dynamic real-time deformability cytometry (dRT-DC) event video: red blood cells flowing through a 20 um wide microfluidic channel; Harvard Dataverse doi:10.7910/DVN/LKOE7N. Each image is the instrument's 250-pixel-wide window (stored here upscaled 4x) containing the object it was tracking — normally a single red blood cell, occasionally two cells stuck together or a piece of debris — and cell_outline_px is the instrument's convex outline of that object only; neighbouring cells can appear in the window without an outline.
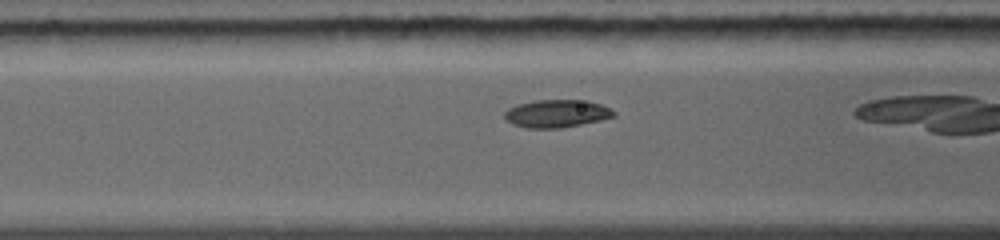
{"species": "common noctule bat (a hibernating species)", "species_latin": "Nyctalus noctula", "temperature_condition": "warm", "stored_images_in_passage": 29, "camera_frame_rate_fps": 5000, "um_per_image_px": 0.085, "animal": {"sex": "female", "body_mass_g": 19.0, "forearm_length_mm": 56.7}, "frame": {"image": 1, "passage_image": 5, "time_ms": 1.6, "image_size_px": [1000, 240], "cell_outline_px": [[616, 116], [600, 120], [560, 128], [528, 128], [512, 124], [504, 116], [504, 112], [508, 108], [516, 104], [536, 100], [588, 100], [600, 104], [616, 112]], "centroid_in_image_um": [47.3, 9.64], "position_along_channel_um": 119.3, "area_um2": 17.63}}
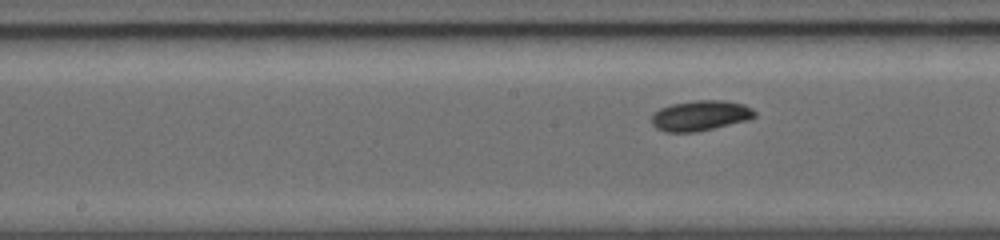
{"frame": {"image": 2, "passage_image": 12, "time_ms": 3.2, "image_size_px": [1000, 240], "cell_outline_px": [[756, 116], [748, 120], [696, 132], [664, 132], [656, 128], [652, 124], [652, 116], [660, 108], [672, 104], [692, 100], [724, 100], [744, 104], [752, 108], [756, 112]], "centroid_in_image_um": [59.54, 9.82], "position_along_channel_um": 188.7, "area_um2": 18.26}}
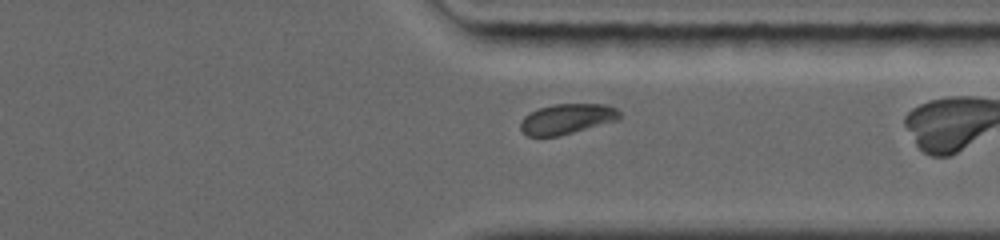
{"frame": {"image": 3, "passage_image": 27, "time_ms": 7.2, "image_size_px": [1000, 240], "cell_outline_px": [[620, 120], [556, 136], [528, 136], [520, 128], [520, 120], [524, 116], [540, 108], [552, 104], [604, 104], [616, 108], [620, 112]], "centroid_in_image_um": [48.2, 10.1], "position_along_channel_um": 363.2, "area_um2": 17.34}}